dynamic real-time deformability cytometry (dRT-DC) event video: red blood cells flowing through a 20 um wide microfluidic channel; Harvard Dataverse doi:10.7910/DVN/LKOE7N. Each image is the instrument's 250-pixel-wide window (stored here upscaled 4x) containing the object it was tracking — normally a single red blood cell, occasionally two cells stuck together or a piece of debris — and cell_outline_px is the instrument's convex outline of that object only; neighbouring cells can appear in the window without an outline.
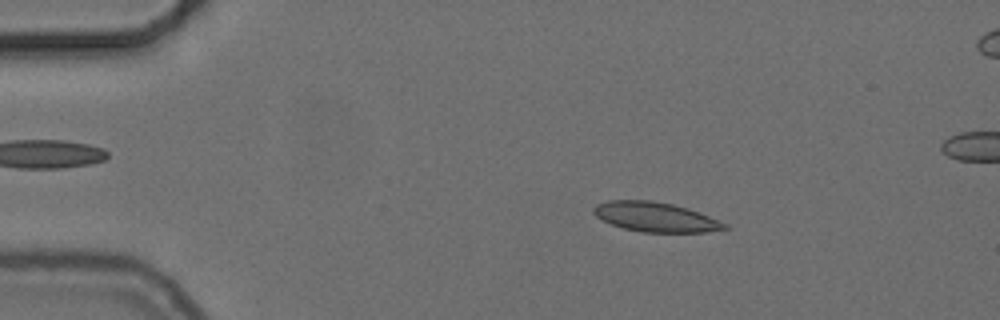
{"species": "common noctule bat (a hibernating species)", "species_latin": "Nyctalus noctula", "temperature_condition": "cold", "stored_images_in_passage": 55, "camera_frame_rate_fps": 3000, "um_per_image_px": 0.085, "animal": {"sex": "female", "body_mass_g": 24.6, "forearm_length_mm": 56.2}, "frame": {"image": 1, "passage_image": 9, "time_ms": 2.667, "image_size_px": [1000, 320], "cell_outline_px": [[728, 228], [708, 232], [640, 232], [624, 228], [612, 224], [596, 216], [592, 212], [592, 208], [596, 204], [608, 200], [652, 200], [672, 204], [688, 208], [728, 224]], "centroid_in_image_um": [55.7, 18.44], "position_along_channel_um": 29.3, "area_um2": 22.54}}
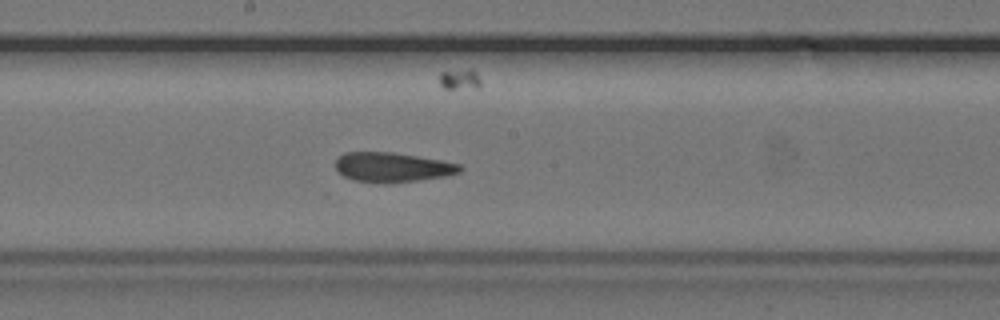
{"frame": {"image": 2, "passage_image": 29, "time_ms": 9.333, "image_size_px": [1000, 320], "cell_outline_px": [[464, 168], [460, 172], [444, 176], [420, 180], [384, 184], [380, 184], [352, 180], [344, 176], [336, 168], [336, 160], [344, 152], [392, 152], [440, 160], [460, 164]], "centroid_in_image_um": [33.34, 14.23], "position_along_channel_um": 214.9, "area_um2": 21.56}}
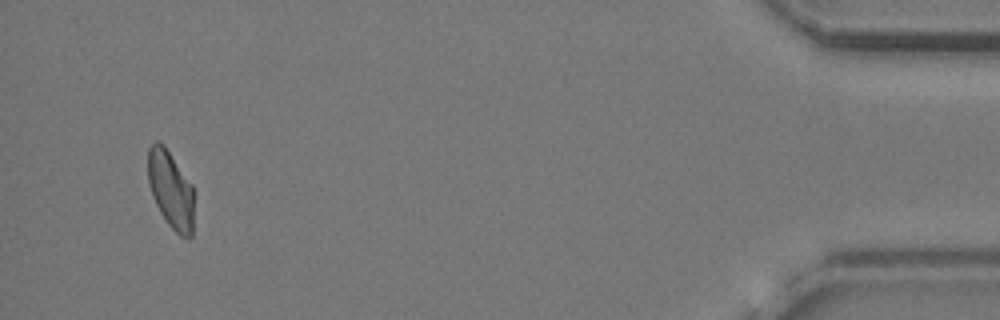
{"frame": {"image": 3, "passage_image": 52, "time_ms": 17.0, "image_size_px": [1000, 320], "cell_outline_px": [[192, 236], [188, 240], [180, 236], [168, 224], [160, 212], [152, 196], [148, 180], [148, 148], [156, 140], [164, 144], [192, 184]], "centroid_in_image_um": [14.49, 16.11], "position_along_channel_um": 420.7, "area_um2": 20.69}, "authors_computed_cell_mechanics": {"area_um2": 21.9062, "velocity_mm_per_s": 3.703, "shape_relaxation_time_tau1_ms": null, "shape_relaxation_time_tau2_ms": 3.2765, "deformation_change_tau1": null, "deformation_change_tau2": 0.0883}}